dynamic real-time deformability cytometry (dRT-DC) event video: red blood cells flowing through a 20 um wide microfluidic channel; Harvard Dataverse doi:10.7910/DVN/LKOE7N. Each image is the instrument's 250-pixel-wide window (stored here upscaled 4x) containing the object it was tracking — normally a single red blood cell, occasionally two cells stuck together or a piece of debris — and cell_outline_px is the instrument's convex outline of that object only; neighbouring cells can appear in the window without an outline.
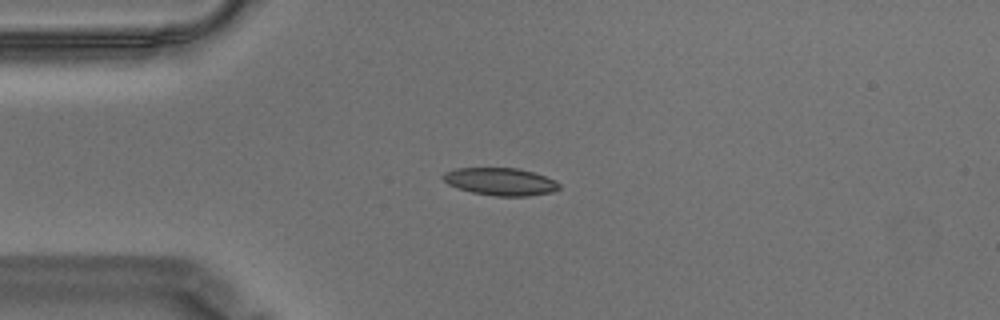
{"species": "Egyptian fruit bat (a non-hibernating species)", "species_latin": "Rousettus aegyptiacus", "temperature_condition": "warm", "stored_images_in_passage": 44, "camera_frame_rate_fps": 3000, "um_per_image_px": 0.085, "animal": {"sex": "male"}, "frame": {"image": 1, "passage_image": 1, "time_ms": 0.0, "image_size_px": [1000, 320], "cell_outline_px": [[560, 188], [552, 192], [528, 196], [496, 196], [472, 192], [448, 184], [440, 176], [444, 172], [456, 168], [516, 168], [532, 172], [556, 180], [560, 184]], "centroid_in_image_um": [42.54, 15.43], "position_along_channel_um": 42.5, "area_um2": 18.55}}
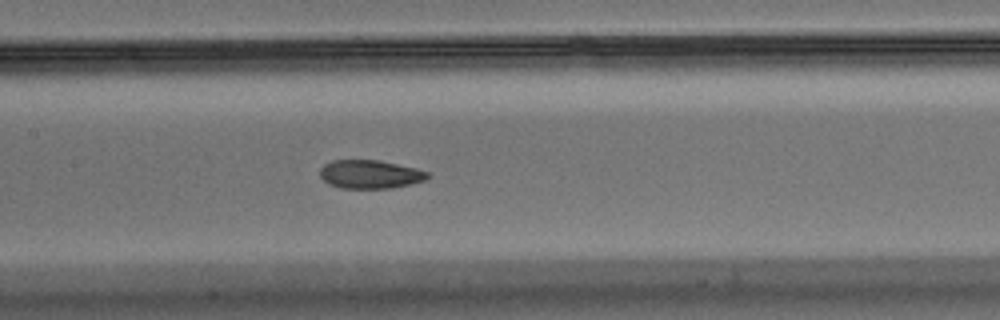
{"frame": {"image": 2, "passage_image": 14, "time_ms": 4.333, "image_size_px": [1000, 320], "cell_outline_px": [[428, 176], [424, 180], [392, 188], [340, 188], [328, 184], [320, 176], [320, 168], [324, 164], [332, 160], [380, 160], [416, 168], [428, 172]], "centroid_in_image_um": [31.41, 14.81], "position_along_channel_um": 176.0, "area_um2": 17.8}}
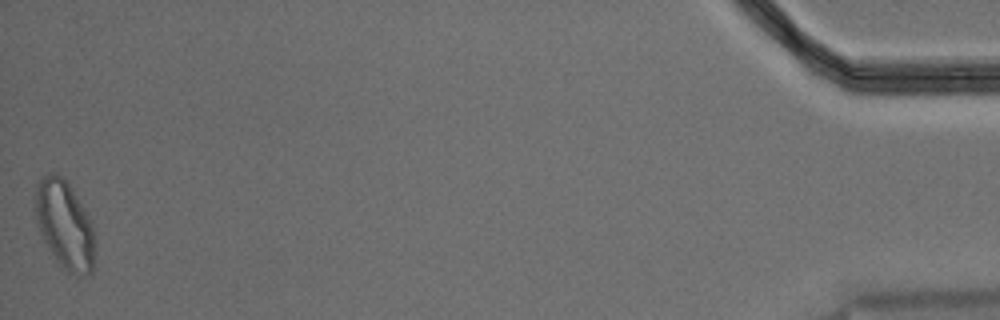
{"frame": {"image": 3, "passage_image": 44, "time_ms": 14.333, "image_size_px": [1000, 320], "cell_outline_px": [[92, 272], [80, 276], [64, 268], [56, 260], [44, 240], [36, 224], [32, 200], [32, 196], [36, 180], [40, 176], [52, 172], [56, 172], [68, 180], [88, 216], [92, 224]], "centroid_in_image_um": [5.39, 18.96], "position_along_channel_um": 429.8, "area_um2": 30.81}, "authors_computed_cell_mechanics": {"area_um2": 19.0162, "velocity_mm_per_s": 3.5102, "shape_relaxation_time_tau1_ms": 10.958, "shape_relaxation_time_tau2_ms": 1.7361, "deformation_change_tau1": 0.2175, "deformation_change_tau2": 0.0683}}